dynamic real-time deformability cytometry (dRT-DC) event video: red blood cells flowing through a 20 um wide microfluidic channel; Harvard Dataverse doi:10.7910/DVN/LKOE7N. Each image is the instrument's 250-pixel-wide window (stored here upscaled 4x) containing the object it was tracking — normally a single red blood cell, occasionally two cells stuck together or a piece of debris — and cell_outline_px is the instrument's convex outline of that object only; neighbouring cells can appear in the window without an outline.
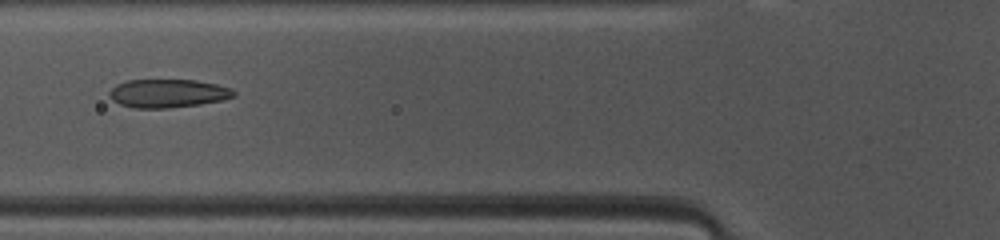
{"species": "common noctule bat (a hibernating species)", "species_latin": "Nyctalus noctula", "temperature_condition": "warm", "stored_images_in_passage": 47, "camera_frame_rate_fps": 3000, "um_per_image_px": 0.085, "animal": {"sex": "female", "body_mass_g": 10.0, "forearm_length_mm": 53.1}, "frame": {"image": 1, "passage_image": 16, "time_ms": 5.0, "image_size_px": [1000, 240], "cell_outline_px": [[236, 96], [224, 100], [200, 104], [168, 108], [136, 108], [120, 104], [112, 100], [108, 96], [108, 92], [116, 84], [128, 80], [196, 80], [216, 84], [232, 88], [236, 92]], "centroid_in_image_um": [14.29, 7.93], "position_along_channel_um": 111.5, "area_um2": 20.75}}
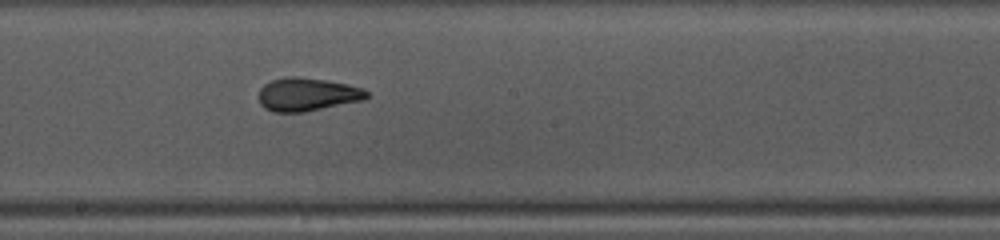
{"frame": {"image": 2, "passage_image": 24, "time_ms": 7.667, "image_size_px": [1000, 240], "cell_outline_px": [[368, 96], [364, 100], [304, 112], [272, 112], [264, 108], [260, 104], [260, 88], [264, 84], [272, 80], [288, 76], [300, 76], [328, 80], [348, 84], [364, 88], [368, 92]], "centroid_in_image_um": [26.13, 8.02], "position_along_channel_um": 222.1, "area_um2": 21.1}}
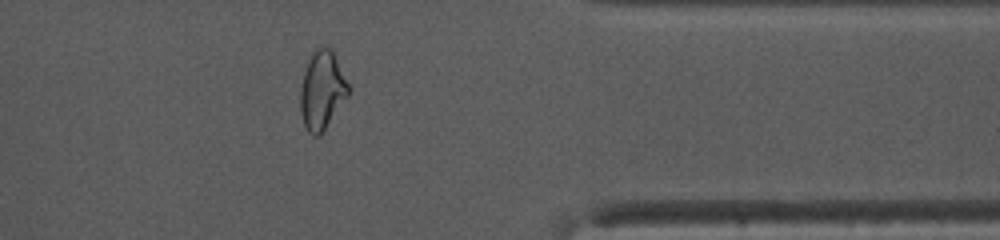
{"frame": {"image": 3, "passage_image": 37, "time_ms": 12.0, "image_size_px": [1000, 240], "cell_outline_px": [[348, 96], [324, 132], [320, 136], [312, 136], [304, 128], [300, 112], [300, 88], [304, 72], [312, 48], [320, 44], [328, 44], [332, 48], [348, 84]], "centroid_in_image_um": [27.35, 7.65], "position_along_channel_um": 384.0, "area_um2": 22.66}, "authors_computed_cell_mechanics": {"area_um2": 21.9062, "velocity_mm_per_s": 4.1293, "shape_relaxation_time_tau1_ms": 7.2602, "shape_relaxation_time_tau2_ms": 2.7254, "deformation_change_tau1": 0.2248, "deformation_change_tau2": 0.05}}